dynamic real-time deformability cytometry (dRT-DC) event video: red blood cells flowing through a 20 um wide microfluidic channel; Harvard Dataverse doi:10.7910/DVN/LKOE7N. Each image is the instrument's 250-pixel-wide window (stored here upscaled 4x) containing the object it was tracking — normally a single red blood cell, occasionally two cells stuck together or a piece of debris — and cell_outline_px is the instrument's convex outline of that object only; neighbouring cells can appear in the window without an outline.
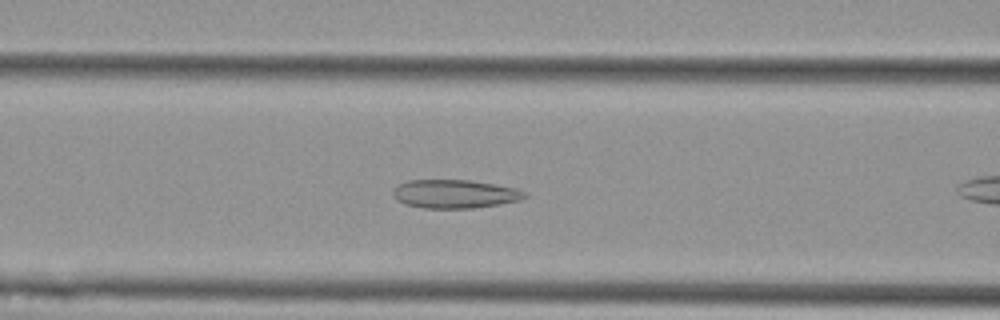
{"species": "Egyptian fruit bat (a non-hibernating species)", "species_latin": "Rousettus aegyptiacus", "temperature_condition": "cold", "stored_images_in_passage": 10, "camera_frame_rate_fps": 3000, "um_per_image_px": 0.085, "animal": {"sex": "female"}, "frame": {"image": 1, "passage_image": 6, "time_ms": 1.667, "image_size_px": [1000, 320], "cell_outline_px": [[528, 196], [520, 200], [500, 204], [472, 208], [424, 208], [404, 204], [396, 200], [392, 192], [400, 184], [408, 180], [468, 180], [516, 188], [524, 192]], "centroid_in_image_um": [38.65, 16.49], "position_along_channel_um": 128.0, "area_um2": 21.73}}
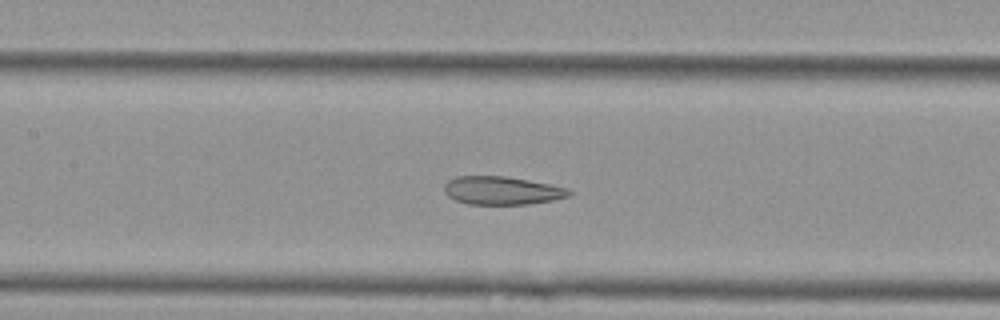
{"frame": {"image": 2, "passage_image": 9, "time_ms": 2.667, "image_size_px": [1000, 320], "cell_outline_px": [[572, 192], [568, 196], [552, 200], [528, 204], [468, 204], [456, 200], [448, 196], [444, 192], [444, 184], [448, 180], [456, 176], [508, 176], [568, 188]], "centroid_in_image_um": [42.63, 16.19], "position_along_channel_um": 164.8, "area_um2": 20.46}}